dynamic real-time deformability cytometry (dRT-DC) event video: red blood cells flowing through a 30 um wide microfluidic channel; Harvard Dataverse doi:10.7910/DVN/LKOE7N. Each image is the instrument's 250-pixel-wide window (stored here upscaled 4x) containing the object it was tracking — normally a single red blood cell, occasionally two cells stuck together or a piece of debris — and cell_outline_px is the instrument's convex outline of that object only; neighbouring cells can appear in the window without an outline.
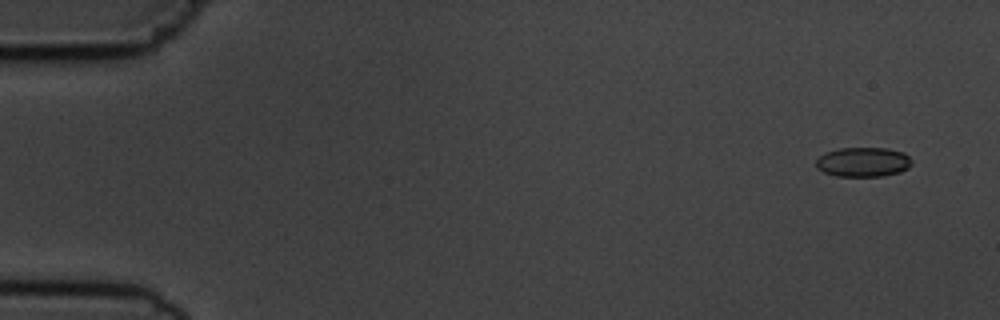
{"species": "common noctule bat (a hibernating species)", "species_latin": "Nyctalus noctula", "temperature_condition": "cold", "stored_images_in_passage": 6, "segment_of_instrument_passage": [1, 2], "camera_frame_rate_fps": 3000, "um_per_image_px": 0.085, "animal": {"sex": "male", "body_mass_g": 19.5, "forearm_length_mm": 54.6}, "frame": {"image": 1, "passage_image": 1, "time_ms": 0.0, "image_size_px": [1000, 320], "cell_outline_px": [[912, 164], [908, 168], [900, 172], [884, 176], [836, 176], [824, 172], [816, 168], [816, 160], [824, 152], [840, 148], [888, 148], [904, 152], [912, 160]], "centroid_in_image_um": [73.37, 13.77], "position_along_channel_um": 11.6, "area_um2": 16.65}}